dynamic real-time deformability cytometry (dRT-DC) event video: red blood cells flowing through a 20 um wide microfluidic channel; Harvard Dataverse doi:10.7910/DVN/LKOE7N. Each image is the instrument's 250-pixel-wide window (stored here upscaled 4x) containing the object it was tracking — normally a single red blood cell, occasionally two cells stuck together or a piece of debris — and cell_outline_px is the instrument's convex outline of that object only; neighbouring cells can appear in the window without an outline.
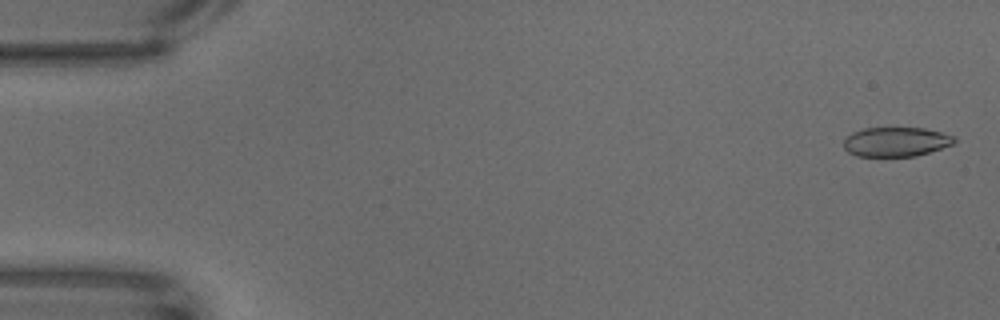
{"species": "common noctule bat (a hibernating species)", "species_latin": "Nyctalus noctula", "temperature_condition": "warm", "stored_images_in_passage": 64, "camera_frame_rate_fps": 3000, "um_per_image_px": 0.085, "animal": {"sex": "male", "body_mass_g": 18.8}, "frame": {"image": 1, "passage_image": 2, "time_ms": 0.333, "image_size_px": [1000, 320], "cell_outline_px": [[956, 140], [952, 144], [916, 156], [856, 156], [848, 152], [844, 148], [844, 140], [852, 132], [864, 128], [924, 128], [956, 136]], "centroid_in_image_um": [76.14, 12.05], "position_along_channel_um": 8.9, "area_um2": 18.84}}
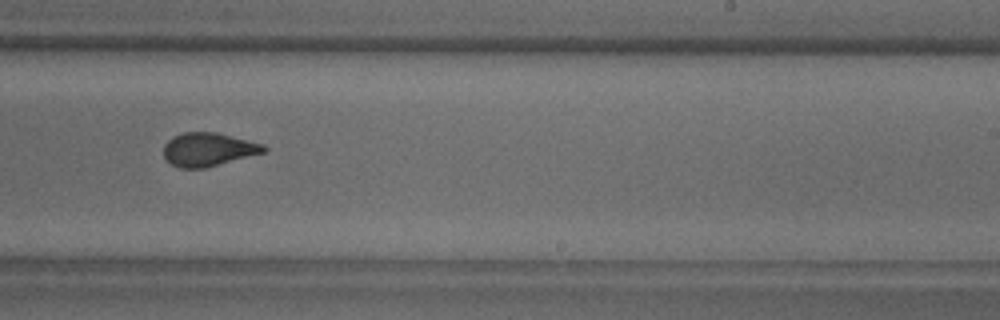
{"frame": {"image": 2, "passage_image": 40, "time_ms": 13.0, "image_size_px": [1000, 320], "cell_outline_px": [[268, 148], [264, 152], [204, 168], [180, 168], [172, 164], [164, 156], [164, 144], [172, 136], [184, 132], [216, 132], [264, 144]], "centroid_in_image_um": [17.69, 12.69], "position_along_channel_um": 271.3, "area_um2": 19.36}}
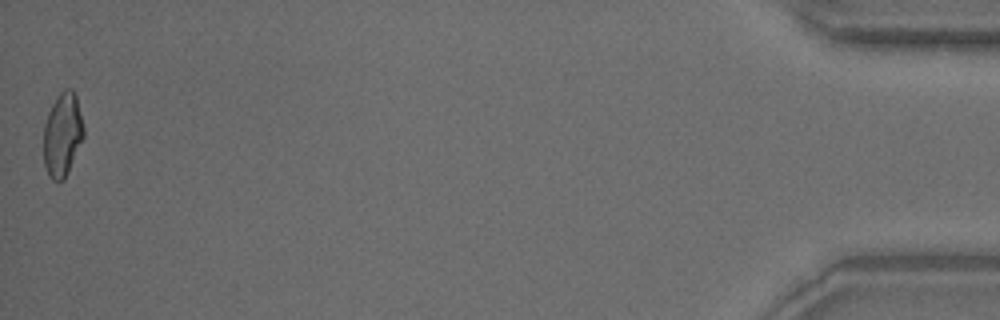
{"frame": {"image": 3, "passage_image": 64, "time_ms": 21.0, "image_size_px": [1000, 320], "cell_outline_px": [[84, 136], [64, 180], [52, 180], [48, 176], [44, 164], [44, 124], [48, 112], [56, 96], [64, 88], [72, 88], [76, 92], [84, 128]], "centroid_in_image_um": [5.31, 11.4], "position_along_channel_um": 429.9, "area_um2": 19.71}}